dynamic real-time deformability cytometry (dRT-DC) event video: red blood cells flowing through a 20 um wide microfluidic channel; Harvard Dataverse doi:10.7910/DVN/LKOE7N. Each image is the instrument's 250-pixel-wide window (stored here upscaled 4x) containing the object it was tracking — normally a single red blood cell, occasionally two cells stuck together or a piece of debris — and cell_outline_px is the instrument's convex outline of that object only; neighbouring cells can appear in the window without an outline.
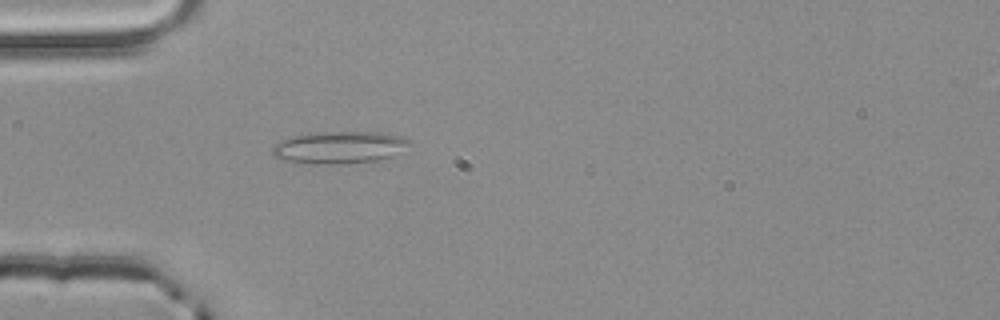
{"species": "common noctule bat (a hibernating species)", "species_latin": "Nyctalus noctula", "temperature_condition": "room temperature", "stored_images_in_passage": 2, "camera_frame_rate_fps": 3000, "um_per_image_px": 0.085, "animal": {"sex": "male", "body_mass_g": 20.4}, "frame": {"image": 1, "passage_image": 2, "time_ms": 0.333, "image_size_px": [1000, 320], "cell_outline_px": [[412, 144], [392, 156], [380, 160], [340, 164], [316, 164], [284, 160], [276, 156], [272, 152], [272, 148], [280, 140], [292, 136], [320, 132], [380, 132], [400, 136], [408, 140]], "centroid_in_image_um": [28.86, 12.53], "position_along_channel_um": 56.1, "area_um2": 25.61}}